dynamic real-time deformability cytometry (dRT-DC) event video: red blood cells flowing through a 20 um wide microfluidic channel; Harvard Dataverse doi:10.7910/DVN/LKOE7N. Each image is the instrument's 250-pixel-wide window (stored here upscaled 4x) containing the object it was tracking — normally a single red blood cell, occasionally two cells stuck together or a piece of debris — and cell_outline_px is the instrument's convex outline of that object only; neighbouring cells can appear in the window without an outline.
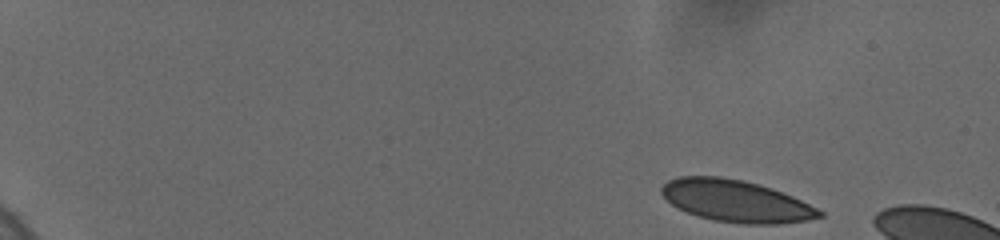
{"species": "human", "species_latin": "Homo sapiens", "temperature_condition": "cold", "stored_images_in_passage": 15, "camera_frame_rate_fps": 3000, "um_per_image_px": 0.085, "donor": {"sex": "female"}, "frame": {"image": 1, "passage_image": 1, "time_ms": 0.0, "image_size_px": [1000, 240], "cell_outline_px": [[824, 216], [808, 220], [780, 224], [744, 224], [712, 220], [688, 212], [672, 204], [660, 192], [660, 188], [668, 180], [680, 176], [720, 176], [744, 180], [772, 188], [792, 196], [824, 212]], "centroid_in_image_um": [62.57, 17.08], "position_along_channel_um": 22.4, "area_um2": 38.44}}